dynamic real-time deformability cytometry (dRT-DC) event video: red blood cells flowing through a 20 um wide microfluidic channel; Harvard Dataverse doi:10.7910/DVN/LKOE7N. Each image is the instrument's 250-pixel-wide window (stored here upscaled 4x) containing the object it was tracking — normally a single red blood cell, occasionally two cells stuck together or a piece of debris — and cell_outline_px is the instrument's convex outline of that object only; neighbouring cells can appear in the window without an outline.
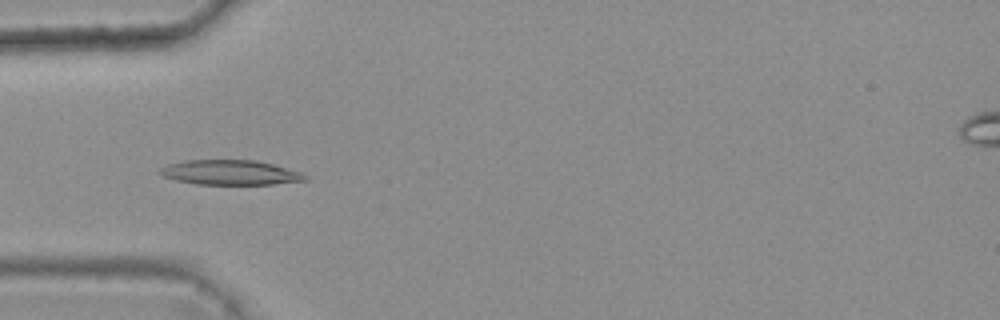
{"species": "common noctule bat (a hibernating species)", "species_latin": "Nyctalus noctula", "temperature_condition": "warm", "stored_images_in_passage": 6, "camera_frame_rate_fps": 3000, "um_per_image_px": 0.085, "animal": {"sex": "female", "body_mass_g": 25.1}, "frame": {"image": 1, "passage_image": 4, "time_ms": 1.0, "image_size_px": [1000, 320], "cell_outline_px": [[308, 180], [272, 184], [196, 184], [176, 180], [164, 176], [160, 172], [160, 168], [168, 164], [184, 160], [256, 160], [304, 172], [308, 176]], "centroid_in_image_um": [19.62, 14.66], "position_along_channel_um": 65.4, "area_um2": 20.98}}
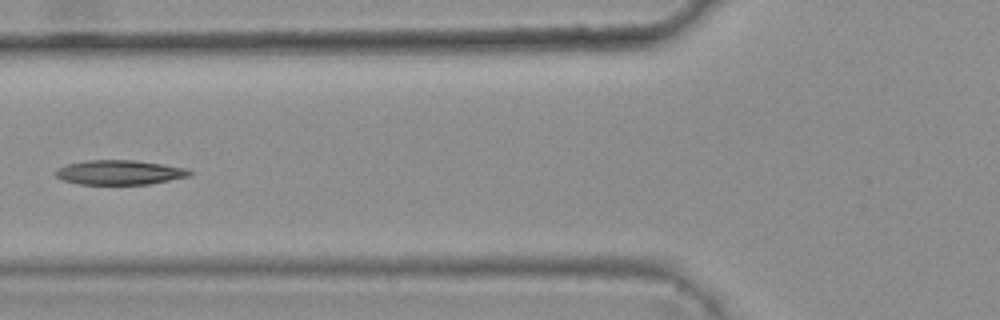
{"frame": {"image": 2, "passage_image": 5, "time_ms": 1.333, "image_size_px": [1000, 320], "cell_outline_px": [[192, 172], [188, 176], [148, 184], [80, 184], [64, 180], [56, 176], [52, 172], [64, 164], [88, 160], [132, 160], [160, 164], [184, 168]], "centroid_in_image_um": [10.06, 14.65], "position_along_channel_um": 115.7, "area_um2": 18.9}}
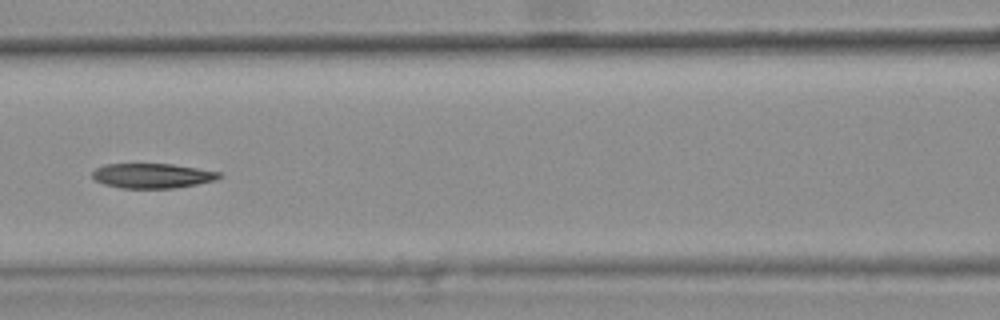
{"frame": {"image": 3, "passage_image": 6, "time_ms": 1.667, "image_size_px": [1000, 320], "cell_outline_px": [[224, 176], [216, 180], [176, 188], [120, 188], [104, 184], [96, 180], [92, 176], [92, 172], [96, 168], [104, 164], [172, 164], [220, 172]], "centroid_in_image_um": [12.96, 14.94], "position_along_channel_um": 153.6, "area_um2": 18.32}}